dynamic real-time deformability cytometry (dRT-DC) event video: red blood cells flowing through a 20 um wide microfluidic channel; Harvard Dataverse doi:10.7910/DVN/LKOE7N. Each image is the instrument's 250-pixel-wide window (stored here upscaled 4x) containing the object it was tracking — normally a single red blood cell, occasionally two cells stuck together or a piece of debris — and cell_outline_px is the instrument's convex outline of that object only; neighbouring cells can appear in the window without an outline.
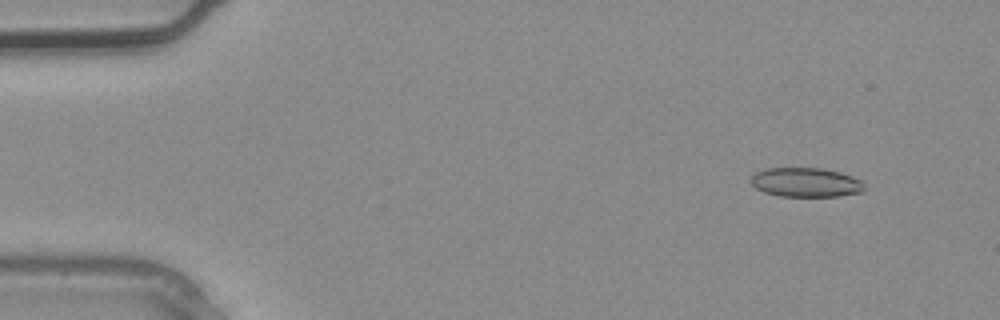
{"species": "common noctule bat (a hibernating species)", "species_latin": "Nyctalus noctula", "temperature_condition": "warm", "stored_images_in_passage": 2, "camera_frame_rate_fps": 3000, "um_per_image_px": 0.085, "animal": {"sex": "male", "body_mass_g": 20.4}, "frame": {"image": 1, "passage_image": 2, "time_ms": 0.333, "image_size_px": [1000, 320], "cell_outline_px": [[864, 192], [840, 196], [780, 196], [764, 192], [756, 188], [748, 180], [756, 172], [768, 168], [824, 168], [840, 172], [852, 176], [860, 180], [864, 184]], "centroid_in_image_um": [68.5, 15.5], "position_along_channel_um": 16.5, "area_um2": 19.48}}